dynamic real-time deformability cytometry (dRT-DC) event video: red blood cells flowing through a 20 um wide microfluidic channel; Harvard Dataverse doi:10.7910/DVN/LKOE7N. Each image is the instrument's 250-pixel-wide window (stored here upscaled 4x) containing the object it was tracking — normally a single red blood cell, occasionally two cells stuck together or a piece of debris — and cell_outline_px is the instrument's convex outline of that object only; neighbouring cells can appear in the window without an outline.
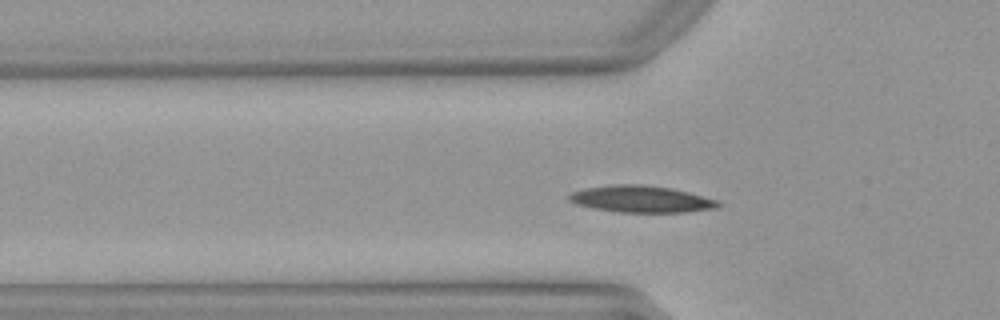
{"species": "Egyptian fruit bat (a non-hibernating species)", "species_latin": "Rousettus aegyptiacus", "temperature_condition": "warm", "stored_images_in_passage": 18, "camera_frame_rate_fps": 3000, "um_per_image_px": 0.085, "animal": {"sex": "female"}, "frame": {"image": 1, "passage_image": 8, "time_ms": 2.333, "image_size_px": [1000, 320], "cell_outline_px": [[720, 204], [716, 208], [688, 212], [616, 212], [592, 208], [576, 204], [568, 200], [568, 196], [572, 192], [588, 188], [616, 184], [640, 184], [672, 188], [720, 200]], "centroid_in_image_um": [54.53, 16.93], "position_along_channel_um": 71.3, "area_um2": 23.24}}
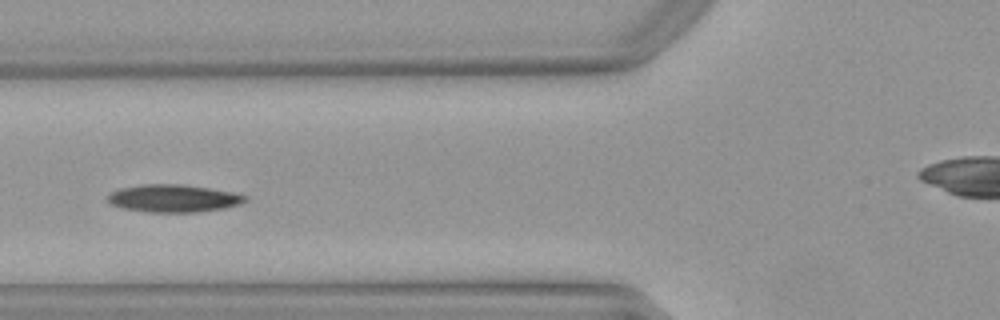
{"frame": {"image": 2, "passage_image": 11, "time_ms": 3.333, "image_size_px": [1000, 320], "cell_outline_px": [[248, 200], [240, 204], [224, 208], [196, 212], [148, 212], [124, 208], [112, 204], [108, 200], [108, 196], [112, 192], [120, 188], [140, 184], [180, 184], [208, 188], [232, 192], [248, 196]], "centroid_in_image_um": [14.77, 16.85], "position_along_channel_um": 111.0, "area_um2": 21.96}}
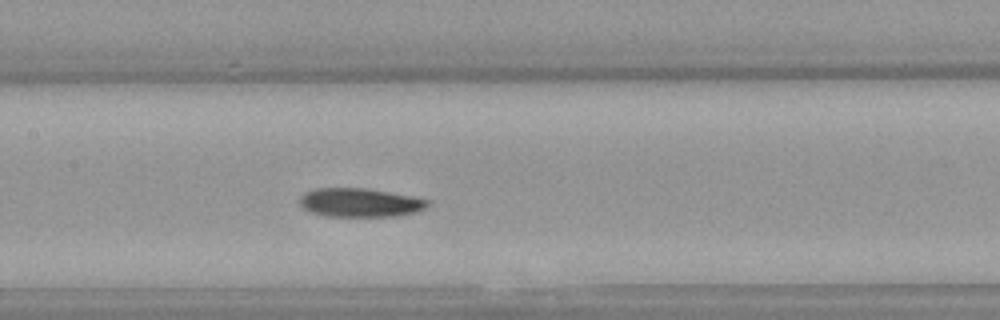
{"frame": {"image": 3, "passage_image": 16, "time_ms": 5.0, "image_size_px": [1000, 320], "cell_outline_px": [[428, 204], [424, 208], [412, 212], [396, 216], [324, 216], [312, 212], [304, 208], [300, 204], [300, 196], [304, 192], [316, 188], [368, 188], [412, 196], [428, 200]], "centroid_in_image_um": [30.55, 17.21], "position_along_channel_um": 176.9, "area_um2": 21.27}}